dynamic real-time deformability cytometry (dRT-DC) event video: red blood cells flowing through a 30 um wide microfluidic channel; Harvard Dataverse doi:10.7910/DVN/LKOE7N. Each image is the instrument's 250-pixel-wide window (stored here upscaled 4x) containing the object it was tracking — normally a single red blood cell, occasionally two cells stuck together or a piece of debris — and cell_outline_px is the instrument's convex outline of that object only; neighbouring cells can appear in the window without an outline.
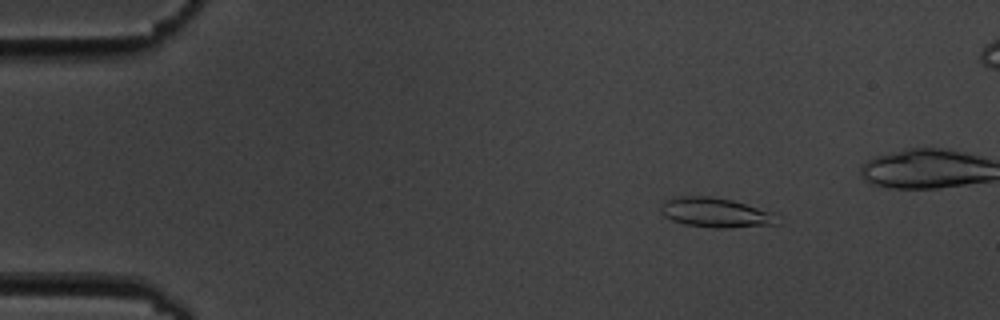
{"species": "common noctule bat (a hibernating species)", "species_latin": "Nyctalus noctula", "temperature_condition": "cold", "stored_images_in_passage": 6, "camera_frame_rate_fps": 3000, "um_per_image_px": 0.085, "animal": {"sex": "male", "body_mass_g": 19.5, "forearm_length_mm": 54.6}, "frame": {"image": 1, "passage_image": 3, "time_ms": 2.333, "image_size_px": [1000, 320], "cell_outline_px": [[776, 224], [732, 228], [712, 228], [684, 224], [672, 220], [664, 216], [660, 212], [660, 204], [664, 200], [672, 196], [712, 196], [732, 200], [772, 212]], "centroid_in_image_um": [60.71, 18.06], "position_along_channel_um": 24.3, "area_um2": 20.17}}